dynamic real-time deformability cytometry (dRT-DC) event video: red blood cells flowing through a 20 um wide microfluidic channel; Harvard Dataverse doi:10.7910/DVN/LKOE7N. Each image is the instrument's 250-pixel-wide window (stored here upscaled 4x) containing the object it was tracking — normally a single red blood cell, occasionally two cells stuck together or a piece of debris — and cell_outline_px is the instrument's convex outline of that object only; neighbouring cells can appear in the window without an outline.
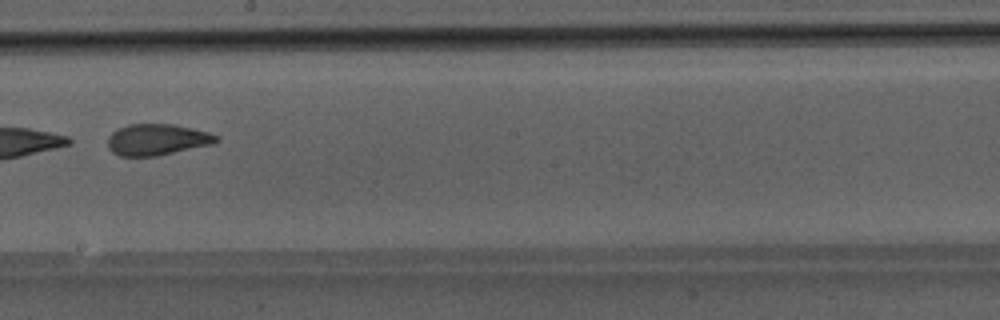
{"species": "Egyptian fruit bat (a non-hibernating species)", "species_latin": "Rousettus aegyptiacus", "temperature_condition": "room temperature", "stored_images_in_passage": 36, "camera_frame_rate_fps": 3000, "um_per_image_px": 0.085, "animal": {"sex": "male"}, "frame": {"image": 1, "passage_image": 16, "time_ms": 5.0, "image_size_px": [1000, 320], "cell_outline_px": [[220, 140], [212, 144], [156, 156], [120, 156], [112, 152], [108, 148], [108, 136], [116, 128], [128, 124], [172, 124], [192, 128], [208, 132], [220, 136]], "centroid_in_image_um": [13.33, 11.86], "position_along_channel_um": 234.9, "area_um2": 19.88}}